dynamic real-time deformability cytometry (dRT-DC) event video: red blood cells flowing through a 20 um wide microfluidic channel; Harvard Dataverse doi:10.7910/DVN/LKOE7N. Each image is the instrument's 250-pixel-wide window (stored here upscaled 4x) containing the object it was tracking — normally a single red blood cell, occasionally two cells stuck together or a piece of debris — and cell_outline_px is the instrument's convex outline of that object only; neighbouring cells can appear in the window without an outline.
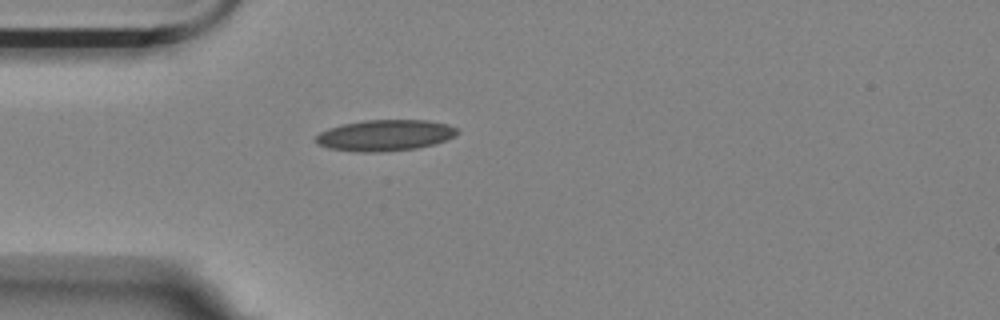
{"species": "Egyptian fruit bat (a non-hibernating species)", "species_latin": "Rousettus aegyptiacus", "temperature_condition": "room temperature", "stored_images_in_passage": 1, "camera_frame_rate_fps": 3000, "um_per_image_px": 0.085, "animal": {"sex": "female"}, "frame": {"image": 1, "passage_image": 1, "time_ms": 0.0, "image_size_px": [1000, 320], "cell_outline_px": [[460, 132], [436, 144], [416, 148], [380, 152], [352, 152], [328, 148], [316, 144], [316, 136], [320, 132], [328, 128], [344, 124], [364, 120], [428, 120], [448, 124], [456, 128]], "centroid_in_image_um": [32.7, 11.51], "position_along_channel_um": 52.3, "area_um2": 25.72}}